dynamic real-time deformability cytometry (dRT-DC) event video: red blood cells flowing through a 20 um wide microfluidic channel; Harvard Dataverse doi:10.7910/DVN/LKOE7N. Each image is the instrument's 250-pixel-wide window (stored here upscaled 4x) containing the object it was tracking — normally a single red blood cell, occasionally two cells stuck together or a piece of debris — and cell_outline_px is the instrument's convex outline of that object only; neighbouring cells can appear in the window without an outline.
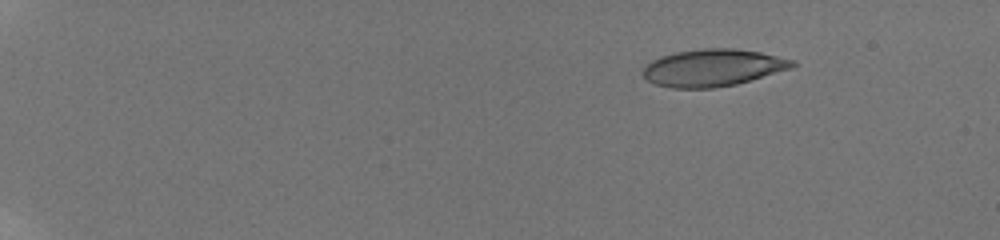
{"species": "human", "species_latin": "Homo sapiens", "temperature_condition": "room temperature", "stored_images_in_passage": 15, "camera_frame_rate_fps": 3000, "um_per_image_px": 0.085, "donor": {"sex": "male"}, "frame": {"image": 1, "passage_image": 5, "time_ms": 2.667, "image_size_px": [1000, 240], "cell_outline_px": [[796, 64], [792, 68], [736, 84], [712, 88], [672, 88], [656, 84], [648, 80], [644, 76], [644, 64], [660, 56], [676, 52], [704, 48], [732, 48], [760, 52], [796, 60]], "centroid_in_image_um": [60.6, 5.75], "position_along_channel_um": 24.4, "area_um2": 32.25}}
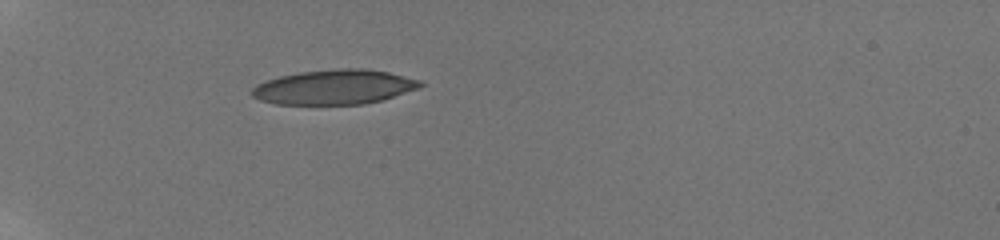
{"frame": {"image": 2, "passage_image": 11, "time_ms": 6.667, "image_size_px": [1000, 240], "cell_outline_px": [[424, 84], [420, 88], [384, 100], [364, 104], [276, 104], [260, 100], [252, 96], [252, 88], [256, 84], [280, 76], [300, 72], [336, 68], [364, 68], [388, 72], [420, 80]], "centroid_in_image_um": [28.45, 7.4], "position_along_channel_um": 56.6, "area_um2": 34.16}}
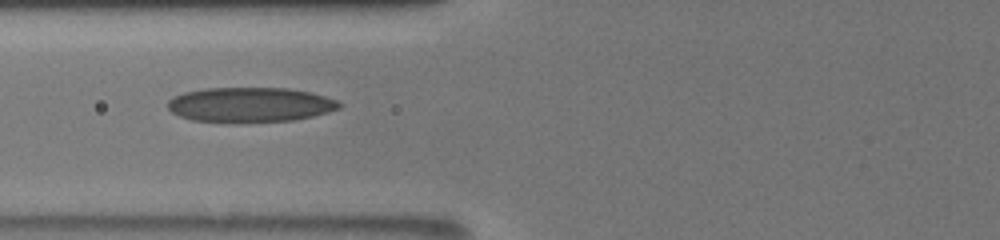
{"frame": {"image": 3, "passage_image": 14, "time_ms": 8.667, "image_size_px": [1000, 240], "cell_outline_px": [[340, 108], [328, 112], [312, 116], [292, 120], [192, 120], [180, 116], [172, 112], [168, 108], [168, 100], [184, 92], [204, 88], [288, 88], [312, 92], [336, 100], [340, 104]], "centroid_in_image_um": [21.27, 8.86], "position_along_channel_um": 104.5, "area_um2": 33.76}}